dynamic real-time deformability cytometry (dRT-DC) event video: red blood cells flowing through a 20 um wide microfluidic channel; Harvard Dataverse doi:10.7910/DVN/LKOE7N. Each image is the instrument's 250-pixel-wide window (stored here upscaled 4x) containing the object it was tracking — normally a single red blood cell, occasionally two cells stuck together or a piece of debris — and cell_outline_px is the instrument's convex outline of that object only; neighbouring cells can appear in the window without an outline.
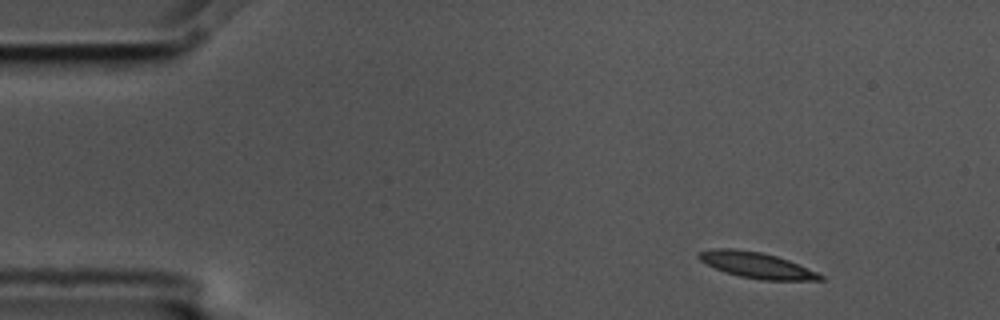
{"species": "common noctule bat (a hibernating species)", "species_latin": "Nyctalus noctula", "temperature_condition": "cold", "stored_images_in_passage": 4, "camera_frame_rate_fps": 3000, "um_per_image_px": 0.085, "animal": {"sex": "male", "body_mass_g": 17.5, "forearm_length_mm": 52.3}, "frame": {"image": 1, "passage_image": 1, "time_ms": 0.0, "image_size_px": [1000, 320], "cell_outline_px": [[824, 280], [760, 280], [740, 276], [724, 272], [700, 260], [696, 256], [696, 252], [716, 248], [732, 248], [760, 252], [776, 256], [788, 260], [816, 272], [824, 276]], "centroid_in_image_um": [64.27, 22.53], "position_along_channel_um": 20.7, "area_um2": 18.15}}